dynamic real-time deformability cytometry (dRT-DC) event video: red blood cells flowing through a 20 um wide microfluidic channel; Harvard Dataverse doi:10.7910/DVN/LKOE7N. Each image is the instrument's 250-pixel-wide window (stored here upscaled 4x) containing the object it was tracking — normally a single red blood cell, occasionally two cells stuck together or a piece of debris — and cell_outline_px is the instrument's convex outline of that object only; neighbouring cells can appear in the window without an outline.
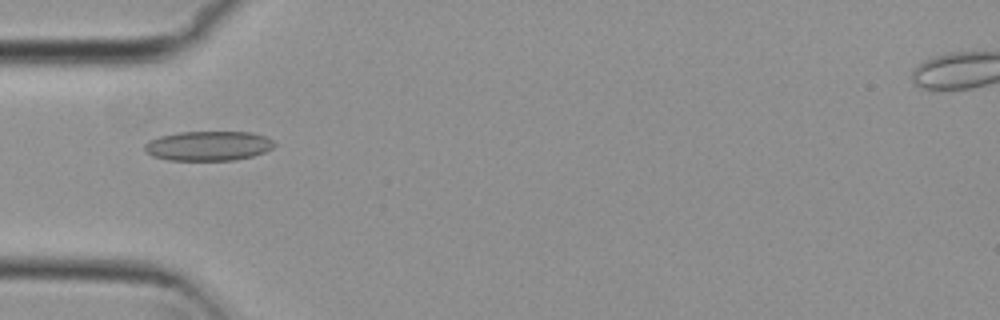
{"species": "common noctule bat (a hibernating species)", "species_latin": "Nyctalus noctula", "temperature_condition": "cold", "stored_images_in_passage": 35, "camera_frame_rate_fps": 3000, "um_per_image_px": 0.085, "animal": {"sex": "female", "body_mass_g": 29.2, "forearm_length_mm": 56.3}, "frame": {"image": 1, "passage_image": 2, "time_ms": 0.333, "image_size_px": [1000, 320], "cell_outline_px": [[276, 144], [272, 148], [264, 152], [252, 156], [236, 160], [168, 160], [152, 156], [144, 152], [144, 144], [148, 140], [160, 136], [180, 132], [252, 132], [264, 136], [272, 140]], "centroid_in_image_um": [17.67, 12.4], "position_along_channel_um": 67.3, "area_um2": 22.48}}
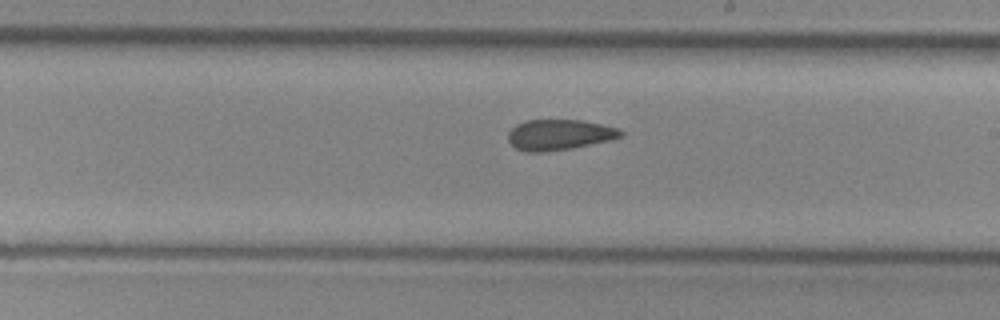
{"frame": {"image": 2, "passage_image": 16, "time_ms": 5.0, "image_size_px": [1000, 320], "cell_outline_px": [[624, 136], [612, 140], [572, 148], [540, 152], [524, 152], [516, 148], [508, 140], [508, 132], [516, 124], [524, 120], [584, 120], [616, 128], [624, 132]], "centroid_in_image_um": [47.54, 11.45], "position_along_channel_um": 241.5, "area_um2": 20.17}}
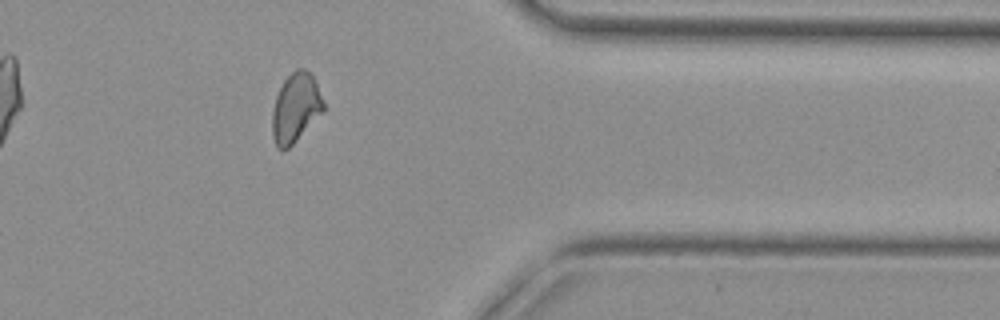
{"frame": {"image": 3, "passage_image": 29, "time_ms": 9.333, "image_size_px": [1000, 320], "cell_outline_px": [[324, 108], [296, 140], [284, 152], [276, 148], [272, 136], [272, 112], [276, 96], [284, 80], [296, 68], [304, 68], [312, 76], [316, 84], [324, 104]], "centroid_in_image_um": [25.07, 9.18], "position_along_channel_um": 386.3, "area_um2": 20.17}, "authors_computed_cell_mechanics": {"area_um2": 20.6346, "velocity_mm_per_s": 3.7345, "shape_relaxation_time_tau1_ms": null, "shape_relaxation_time_tau2_ms": 3.9622, "deformation_change_tau1": null, "deformation_change_tau2": 0.0882}}